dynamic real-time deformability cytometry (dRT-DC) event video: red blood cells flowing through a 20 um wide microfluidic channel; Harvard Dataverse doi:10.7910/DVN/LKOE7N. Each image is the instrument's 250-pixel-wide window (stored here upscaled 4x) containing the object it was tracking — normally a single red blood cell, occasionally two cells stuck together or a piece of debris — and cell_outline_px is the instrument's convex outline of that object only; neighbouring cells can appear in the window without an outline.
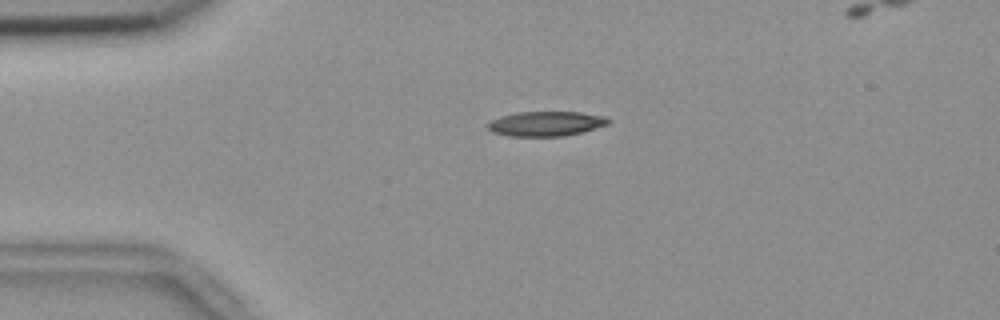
{"species": "common noctule bat (a hibernating species)", "species_latin": "Nyctalus noctula", "temperature_condition": "room temperature", "stored_images_in_passage": 54, "camera_frame_rate_fps": 3000, "um_per_image_px": 0.085, "animal": {"sex": "female", "body_mass_g": 18.4}, "frame": {"image": 1, "passage_image": 13, "time_ms": 4.0, "image_size_px": [1000, 320], "cell_outline_px": [[612, 120], [608, 124], [580, 132], [564, 136], [508, 136], [492, 132], [488, 128], [488, 124], [492, 120], [500, 116], [516, 112], [580, 112], [604, 116]], "centroid_in_image_um": [46.4, 10.51], "position_along_channel_um": 38.6, "area_um2": 17.28}}
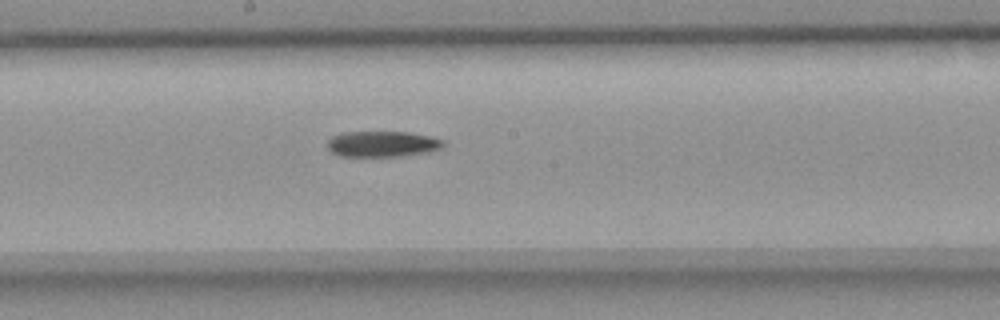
{"frame": {"image": 2, "passage_image": 30, "time_ms": 9.667, "image_size_px": [1000, 320], "cell_outline_px": [[444, 144], [440, 148], [428, 152], [400, 156], [340, 156], [332, 152], [328, 148], [328, 140], [332, 136], [344, 132], [408, 132], [428, 136], [444, 140]], "centroid_in_image_um": [32.48, 12.23], "position_along_channel_um": 215.7, "area_um2": 17.28}}
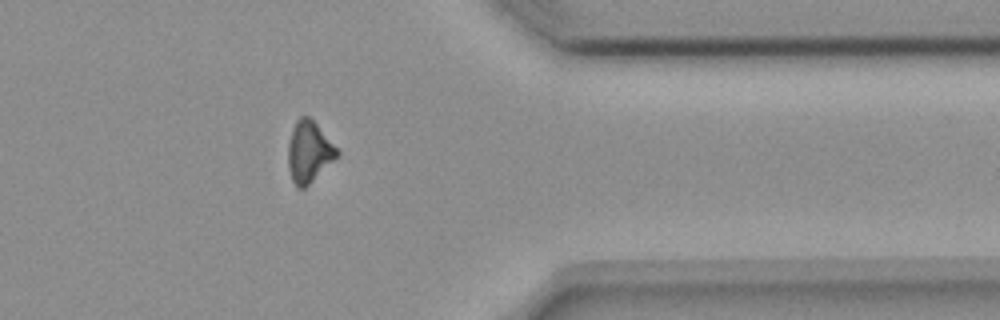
{"frame": {"image": 3, "passage_image": 45, "time_ms": 14.667, "image_size_px": [1000, 320], "cell_outline_px": [[340, 152], [304, 188], [296, 188], [292, 180], [288, 168], [288, 144], [292, 128], [296, 120], [300, 116], [308, 116], [316, 124]], "centroid_in_image_um": [26.21, 12.89], "position_along_channel_um": 385.2, "area_um2": 16.94}}